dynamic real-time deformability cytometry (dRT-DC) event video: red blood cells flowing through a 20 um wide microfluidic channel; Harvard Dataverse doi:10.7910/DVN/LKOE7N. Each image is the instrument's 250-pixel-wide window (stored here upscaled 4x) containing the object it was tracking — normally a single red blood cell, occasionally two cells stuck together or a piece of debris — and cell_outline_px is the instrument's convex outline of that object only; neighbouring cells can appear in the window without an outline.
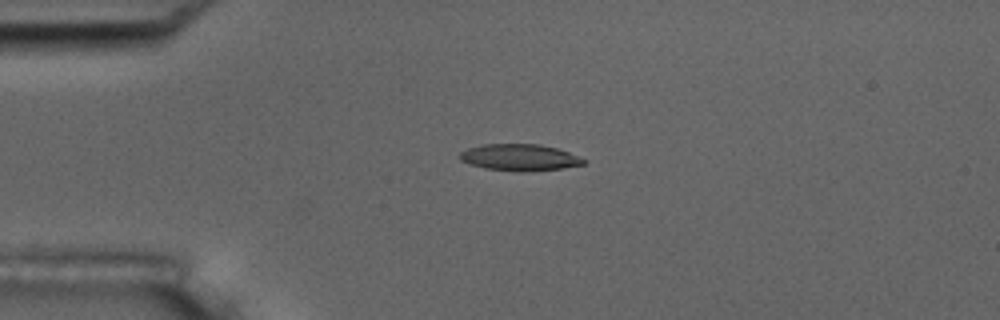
{"species": "common noctule bat (a hibernating species)", "species_latin": "Nyctalus noctula", "temperature_condition": "room temperature", "stored_images_in_passage": 3, "camera_frame_rate_fps": 3000, "um_per_image_px": 0.085, "animal": {"sex": "male", "body_mass_g": 17.5, "forearm_length_mm": 52.3}, "frame": {"image": 1, "passage_image": 2, "time_ms": 1.0, "image_size_px": [1000, 320], "cell_outline_px": [[588, 160], [584, 164], [560, 168], [524, 172], [484, 168], [468, 164], [460, 160], [460, 152], [468, 148], [484, 144], [540, 144], [556, 148], [568, 152]], "centroid_in_image_um": [44.15, 13.38], "position_along_channel_um": 40.8, "area_um2": 19.13}}